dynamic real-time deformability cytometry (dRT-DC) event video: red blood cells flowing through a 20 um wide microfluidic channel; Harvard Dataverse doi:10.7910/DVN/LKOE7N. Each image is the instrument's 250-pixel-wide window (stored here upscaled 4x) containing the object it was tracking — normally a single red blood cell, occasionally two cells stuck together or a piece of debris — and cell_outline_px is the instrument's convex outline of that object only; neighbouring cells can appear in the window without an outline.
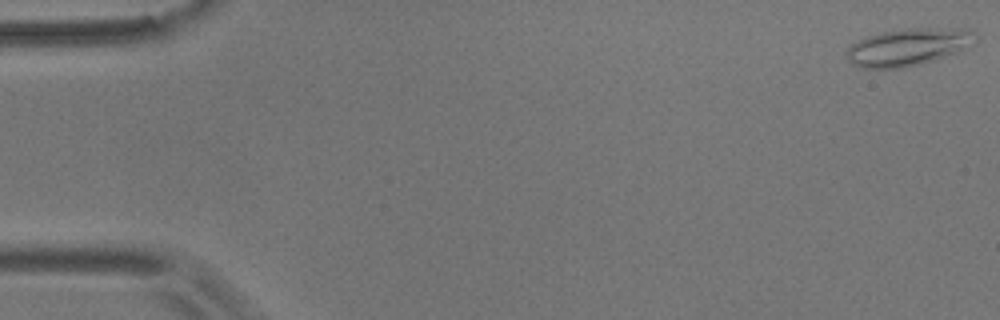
{"species": "common noctule bat (a hibernating species)", "species_latin": "Nyctalus noctula", "temperature_condition": "room temperature", "stored_images_in_passage": 41, "camera_frame_rate_fps": 3000, "um_per_image_px": 0.085, "animal": {"sex": "male", "body_mass_g": 17.9}, "frame": {"image": 1, "passage_image": 1, "time_ms": 0.0, "image_size_px": [1000, 320], "cell_outline_px": [[980, 36], [976, 40], [956, 52], [920, 64], [904, 68], [860, 68], [852, 64], [848, 60], [844, 52], [852, 44], [868, 36], [880, 32], [904, 28], [964, 28], [976, 32]], "centroid_in_image_um": [77.17, 3.98], "position_along_channel_um": 7.8, "area_um2": 28.03}}
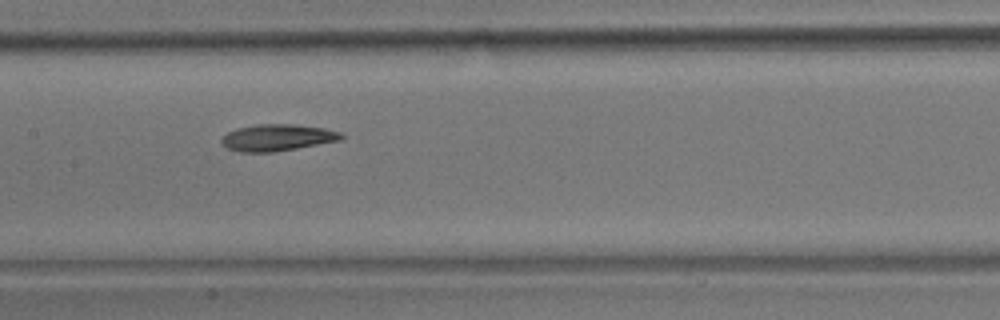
{"frame": {"image": 2, "passage_image": 27, "time_ms": 8.667, "image_size_px": [1000, 320], "cell_outline_px": [[344, 136], [340, 140], [296, 148], [272, 152], [240, 152], [228, 148], [220, 140], [228, 132], [236, 128], [256, 124], [296, 124], [324, 128], [340, 132]], "centroid_in_image_um": [23.56, 11.68], "position_along_channel_um": 183.8, "area_um2": 18.44}}
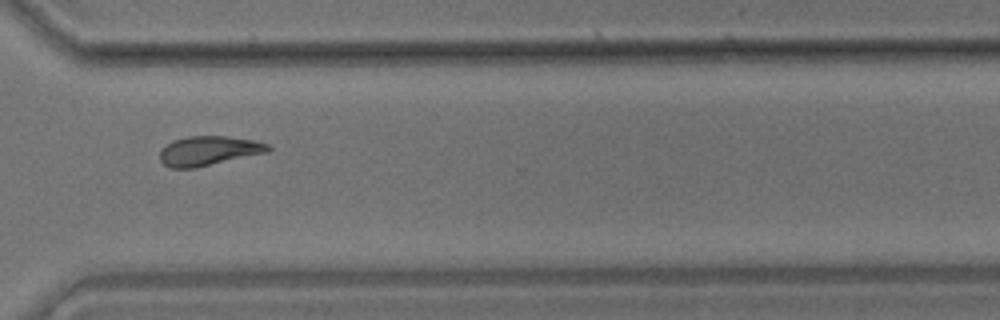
{"frame": {"image": 3, "passage_image": 41, "time_ms": 13.333, "image_size_px": [1000, 320], "cell_outline_px": [[272, 148], [268, 152], [196, 168], [172, 168], [164, 164], [160, 160], [160, 152], [172, 140], [188, 136], [228, 136], [256, 140], [268, 144]], "centroid_in_image_um": [17.77, 12.81], "position_along_channel_um": 352.8, "area_um2": 18.61}}